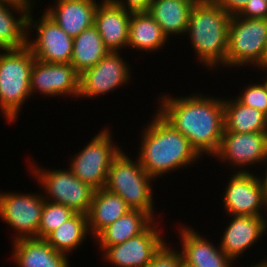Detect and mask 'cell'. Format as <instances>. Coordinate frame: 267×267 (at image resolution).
I'll return each instance as SVG.
<instances>
[{"mask_svg": "<svg viewBox=\"0 0 267 267\" xmlns=\"http://www.w3.org/2000/svg\"><path fill=\"white\" fill-rule=\"evenodd\" d=\"M155 220L143 233L125 242L108 246L102 252L103 260L114 267H146L154 254L166 242L163 231ZM158 224V226H157Z\"/></svg>", "mask_w": 267, "mask_h": 267, "instance_id": "14", "label": "cell"}, {"mask_svg": "<svg viewBox=\"0 0 267 267\" xmlns=\"http://www.w3.org/2000/svg\"><path fill=\"white\" fill-rule=\"evenodd\" d=\"M266 54L267 19H248L231 15L226 67L240 69L249 64L259 72Z\"/></svg>", "mask_w": 267, "mask_h": 267, "instance_id": "6", "label": "cell"}, {"mask_svg": "<svg viewBox=\"0 0 267 267\" xmlns=\"http://www.w3.org/2000/svg\"><path fill=\"white\" fill-rule=\"evenodd\" d=\"M132 210L124 199L102 188L94 191L88 217L89 233L94 239L103 229Z\"/></svg>", "mask_w": 267, "mask_h": 267, "instance_id": "21", "label": "cell"}, {"mask_svg": "<svg viewBox=\"0 0 267 267\" xmlns=\"http://www.w3.org/2000/svg\"><path fill=\"white\" fill-rule=\"evenodd\" d=\"M151 119L143 126V132H140L142 136L137 154L148 175L157 180L172 171L191 167V164H196L203 158L190 145L189 140L157 112Z\"/></svg>", "mask_w": 267, "mask_h": 267, "instance_id": "2", "label": "cell"}, {"mask_svg": "<svg viewBox=\"0 0 267 267\" xmlns=\"http://www.w3.org/2000/svg\"><path fill=\"white\" fill-rule=\"evenodd\" d=\"M190 1H192V2H194V3H198V2H201V1H203V0H190Z\"/></svg>", "mask_w": 267, "mask_h": 267, "instance_id": "40", "label": "cell"}, {"mask_svg": "<svg viewBox=\"0 0 267 267\" xmlns=\"http://www.w3.org/2000/svg\"><path fill=\"white\" fill-rule=\"evenodd\" d=\"M3 1L26 7L29 10L33 9L35 7L34 5L36 3V2H34L35 0H3Z\"/></svg>", "mask_w": 267, "mask_h": 267, "instance_id": "35", "label": "cell"}, {"mask_svg": "<svg viewBox=\"0 0 267 267\" xmlns=\"http://www.w3.org/2000/svg\"><path fill=\"white\" fill-rule=\"evenodd\" d=\"M262 77L263 83H251L242 89L239 96H234L245 106L253 107L265 114H267V74Z\"/></svg>", "mask_w": 267, "mask_h": 267, "instance_id": "30", "label": "cell"}, {"mask_svg": "<svg viewBox=\"0 0 267 267\" xmlns=\"http://www.w3.org/2000/svg\"><path fill=\"white\" fill-rule=\"evenodd\" d=\"M132 12L125 10L112 0L99 2L94 26L99 32L106 49L118 52L128 45L129 22Z\"/></svg>", "mask_w": 267, "mask_h": 267, "instance_id": "18", "label": "cell"}, {"mask_svg": "<svg viewBox=\"0 0 267 267\" xmlns=\"http://www.w3.org/2000/svg\"><path fill=\"white\" fill-rule=\"evenodd\" d=\"M220 6L226 13L237 15L245 5L251 0H212Z\"/></svg>", "mask_w": 267, "mask_h": 267, "instance_id": "34", "label": "cell"}, {"mask_svg": "<svg viewBox=\"0 0 267 267\" xmlns=\"http://www.w3.org/2000/svg\"><path fill=\"white\" fill-rule=\"evenodd\" d=\"M32 13L33 10L31 9L27 16V46L35 59L47 63H70L73 38L62 30L45 12L38 19L33 18ZM33 29L36 31L34 39L30 35L31 30L34 33Z\"/></svg>", "mask_w": 267, "mask_h": 267, "instance_id": "9", "label": "cell"}, {"mask_svg": "<svg viewBox=\"0 0 267 267\" xmlns=\"http://www.w3.org/2000/svg\"><path fill=\"white\" fill-rule=\"evenodd\" d=\"M194 94L177 98L163 93L158 96L156 112L186 137L200 156L212 157L224 132L223 98Z\"/></svg>", "mask_w": 267, "mask_h": 267, "instance_id": "1", "label": "cell"}, {"mask_svg": "<svg viewBox=\"0 0 267 267\" xmlns=\"http://www.w3.org/2000/svg\"><path fill=\"white\" fill-rule=\"evenodd\" d=\"M75 212L63 204L53 203L45 200L41 221L38 228V238L45 239L63 222H66Z\"/></svg>", "mask_w": 267, "mask_h": 267, "instance_id": "29", "label": "cell"}, {"mask_svg": "<svg viewBox=\"0 0 267 267\" xmlns=\"http://www.w3.org/2000/svg\"><path fill=\"white\" fill-rule=\"evenodd\" d=\"M97 0H55L44 12L70 37L94 25Z\"/></svg>", "mask_w": 267, "mask_h": 267, "instance_id": "19", "label": "cell"}, {"mask_svg": "<svg viewBox=\"0 0 267 267\" xmlns=\"http://www.w3.org/2000/svg\"><path fill=\"white\" fill-rule=\"evenodd\" d=\"M112 138L111 130L103 128L83 149L74 154L68 164V169L79 180L95 190L105 187L112 161L122 151Z\"/></svg>", "mask_w": 267, "mask_h": 267, "instance_id": "8", "label": "cell"}, {"mask_svg": "<svg viewBox=\"0 0 267 267\" xmlns=\"http://www.w3.org/2000/svg\"><path fill=\"white\" fill-rule=\"evenodd\" d=\"M180 267H192V266H190V265H188L187 263H185V262L182 261Z\"/></svg>", "mask_w": 267, "mask_h": 267, "instance_id": "39", "label": "cell"}, {"mask_svg": "<svg viewBox=\"0 0 267 267\" xmlns=\"http://www.w3.org/2000/svg\"><path fill=\"white\" fill-rule=\"evenodd\" d=\"M28 13L26 7L0 0V49H19L27 45Z\"/></svg>", "mask_w": 267, "mask_h": 267, "instance_id": "25", "label": "cell"}, {"mask_svg": "<svg viewBox=\"0 0 267 267\" xmlns=\"http://www.w3.org/2000/svg\"><path fill=\"white\" fill-rule=\"evenodd\" d=\"M130 12H147L153 0H112Z\"/></svg>", "mask_w": 267, "mask_h": 267, "instance_id": "33", "label": "cell"}, {"mask_svg": "<svg viewBox=\"0 0 267 267\" xmlns=\"http://www.w3.org/2000/svg\"><path fill=\"white\" fill-rule=\"evenodd\" d=\"M194 4L190 0H153L147 13L154 18L168 39L171 36L182 37L187 32Z\"/></svg>", "mask_w": 267, "mask_h": 267, "instance_id": "22", "label": "cell"}, {"mask_svg": "<svg viewBox=\"0 0 267 267\" xmlns=\"http://www.w3.org/2000/svg\"><path fill=\"white\" fill-rule=\"evenodd\" d=\"M255 265V266H254ZM251 265V267H267V258L257 262L256 264ZM248 267V266H247Z\"/></svg>", "mask_w": 267, "mask_h": 267, "instance_id": "37", "label": "cell"}, {"mask_svg": "<svg viewBox=\"0 0 267 267\" xmlns=\"http://www.w3.org/2000/svg\"><path fill=\"white\" fill-rule=\"evenodd\" d=\"M231 15L212 0L195 3L191 9L185 35L201 65L210 71L226 67L228 29Z\"/></svg>", "mask_w": 267, "mask_h": 267, "instance_id": "3", "label": "cell"}, {"mask_svg": "<svg viewBox=\"0 0 267 267\" xmlns=\"http://www.w3.org/2000/svg\"><path fill=\"white\" fill-rule=\"evenodd\" d=\"M180 253L183 262L192 267H232L234 261L226 255L220 245L216 247L189 225H180ZM234 267V266H233Z\"/></svg>", "mask_w": 267, "mask_h": 267, "instance_id": "17", "label": "cell"}, {"mask_svg": "<svg viewBox=\"0 0 267 267\" xmlns=\"http://www.w3.org/2000/svg\"><path fill=\"white\" fill-rule=\"evenodd\" d=\"M155 220L141 210H130L103 229L94 242L103 251L108 246L118 245L143 233Z\"/></svg>", "mask_w": 267, "mask_h": 267, "instance_id": "23", "label": "cell"}, {"mask_svg": "<svg viewBox=\"0 0 267 267\" xmlns=\"http://www.w3.org/2000/svg\"><path fill=\"white\" fill-rule=\"evenodd\" d=\"M237 16L248 19H267V0L249 1Z\"/></svg>", "mask_w": 267, "mask_h": 267, "instance_id": "32", "label": "cell"}, {"mask_svg": "<svg viewBox=\"0 0 267 267\" xmlns=\"http://www.w3.org/2000/svg\"><path fill=\"white\" fill-rule=\"evenodd\" d=\"M267 155V132H223L217 152L212 156L230 165L233 172H252L251 167L262 165ZM248 168V169H247ZM240 169V170H239ZM239 170V171H238Z\"/></svg>", "mask_w": 267, "mask_h": 267, "instance_id": "13", "label": "cell"}, {"mask_svg": "<svg viewBox=\"0 0 267 267\" xmlns=\"http://www.w3.org/2000/svg\"><path fill=\"white\" fill-rule=\"evenodd\" d=\"M30 161V174L40 188L45 200L63 204L75 213L88 214L95 189L79 180L69 169H44ZM33 168V169H32Z\"/></svg>", "mask_w": 267, "mask_h": 267, "instance_id": "7", "label": "cell"}, {"mask_svg": "<svg viewBox=\"0 0 267 267\" xmlns=\"http://www.w3.org/2000/svg\"><path fill=\"white\" fill-rule=\"evenodd\" d=\"M80 74L70 63H47L35 59L30 74L31 96L39 92L48 97L78 99Z\"/></svg>", "mask_w": 267, "mask_h": 267, "instance_id": "15", "label": "cell"}, {"mask_svg": "<svg viewBox=\"0 0 267 267\" xmlns=\"http://www.w3.org/2000/svg\"><path fill=\"white\" fill-rule=\"evenodd\" d=\"M11 242V257L17 267H70L69 256L56 251L45 239L22 238Z\"/></svg>", "mask_w": 267, "mask_h": 267, "instance_id": "20", "label": "cell"}, {"mask_svg": "<svg viewBox=\"0 0 267 267\" xmlns=\"http://www.w3.org/2000/svg\"><path fill=\"white\" fill-rule=\"evenodd\" d=\"M259 70H262V72L264 71L267 73V54H266L264 64L261 66V68Z\"/></svg>", "mask_w": 267, "mask_h": 267, "instance_id": "38", "label": "cell"}, {"mask_svg": "<svg viewBox=\"0 0 267 267\" xmlns=\"http://www.w3.org/2000/svg\"><path fill=\"white\" fill-rule=\"evenodd\" d=\"M132 159L123 150L119 153L112 161L104 188L122 197L132 210L144 211L156 220L152 190L155 179L147 174L138 158Z\"/></svg>", "mask_w": 267, "mask_h": 267, "instance_id": "5", "label": "cell"}, {"mask_svg": "<svg viewBox=\"0 0 267 267\" xmlns=\"http://www.w3.org/2000/svg\"><path fill=\"white\" fill-rule=\"evenodd\" d=\"M230 218L232 220L223 230L219 245L226 255L236 261L267 234V218L243 215H232Z\"/></svg>", "mask_w": 267, "mask_h": 267, "instance_id": "16", "label": "cell"}, {"mask_svg": "<svg viewBox=\"0 0 267 267\" xmlns=\"http://www.w3.org/2000/svg\"><path fill=\"white\" fill-rule=\"evenodd\" d=\"M34 61L27 45L0 49V110L9 124L17 121L23 104L31 98L30 74Z\"/></svg>", "mask_w": 267, "mask_h": 267, "instance_id": "4", "label": "cell"}, {"mask_svg": "<svg viewBox=\"0 0 267 267\" xmlns=\"http://www.w3.org/2000/svg\"><path fill=\"white\" fill-rule=\"evenodd\" d=\"M171 247L165 242L146 267H180L183 261L182 255L179 250Z\"/></svg>", "mask_w": 267, "mask_h": 267, "instance_id": "31", "label": "cell"}, {"mask_svg": "<svg viewBox=\"0 0 267 267\" xmlns=\"http://www.w3.org/2000/svg\"><path fill=\"white\" fill-rule=\"evenodd\" d=\"M108 52L99 32L93 25L73 38L70 64L81 74L95 66Z\"/></svg>", "mask_w": 267, "mask_h": 267, "instance_id": "27", "label": "cell"}, {"mask_svg": "<svg viewBox=\"0 0 267 267\" xmlns=\"http://www.w3.org/2000/svg\"><path fill=\"white\" fill-rule=\"evenodd\" d=\"M167 40L169 39L149 13L132 12L127 45L129 49L154 53L163 49Z\"/></svg>", "mask_w": 267, "mask_h": 267, "instance_id": "24", "label": "cell"}, {"mask_svg": "<svg viewBox=\"0 0 267 267\" xmlns=\"http://www.w3.org/2000/svg\"><path fill=\"white\" fill-rule=\"evenodd\" d=\"M265 164L266 168L264 169V177L262 176H259V179L261 181V184H262V187L264 189V194H265V197L267 199V155H266V158L265 160L263 161L262 163V166ZM261 177V178H260Z\"/></svg>", "mask_w": 267, "mask_h": 267, "instance_id": "36", "label": "cell"}, {"mask_svg": "<svg viewBox=\"0 0 267 267\" xmlns=\"http://www.w3.org/2000/svg\"><path fill=\"white\" fill-rule=\"evenodd\" d=\"M108 52L95 66L80 74L79 98H96L130 83V65L120 55Z\"/></svg>", "mask_w": 267, "mask_h": 267, "instance_id": "12", "label": "cell"}, {"mask_svg": "<svg viewBox=\"0 0 267 267\" xmlns=\"http://www.w3.org/2000/svg\"><path fill=\"white\" fill-rule=\"evenodd\" d=\"M87 236H91L87 214L75 213L52 231L45 240L56 251L70 255L72 251L81 247Z\"/></svg>", "mask_w": 267, "mask_h": 267, "instance_id": "28", "label": "cell"}, {"mask_svg": "<svg viewBox=\"0 0 267 267\" xmlns=\"http://www.w3.org/2000/svg\"><path fill=\"white\" fill-rule=\"evenodd\" d=\"M45 198L40 192H0V219L16 233L13 241L38 238V228Z\"/></svg>", "mask_w": 267, "mask_h": 267, "instance_id": "10", "label": "cell"}, {"mask_svg": "<svg viewBox=\"0 0 267 267\" xmlns=\"http://www.w3.org/2000/svg\"><path fill=\"white\" fill-rule=\"evenodd\" d=\"M224 132L257 133L267 132L266 114L240 103L235 97L223 98Z\"/></svg>", "mask_w": 267, "mask_h": 267, "instance_id": "26", "label": "cell"}, {"mask_svg": "<svg viewBox=\"0 0 267 267\" xmlns=\"http://www.w3.org/2000/svg\"><path fill=\"white\" fill-rule=\"evenodd\" d=\"M232 174L226 183L223 191L224 198H222L227 216H266L267 218V199L259 175L254 172H232Z\"/></svg>", "mask_w": 267, "mask_h": 267, "instance_id": "11", "label": "cell"}]
</instances>
